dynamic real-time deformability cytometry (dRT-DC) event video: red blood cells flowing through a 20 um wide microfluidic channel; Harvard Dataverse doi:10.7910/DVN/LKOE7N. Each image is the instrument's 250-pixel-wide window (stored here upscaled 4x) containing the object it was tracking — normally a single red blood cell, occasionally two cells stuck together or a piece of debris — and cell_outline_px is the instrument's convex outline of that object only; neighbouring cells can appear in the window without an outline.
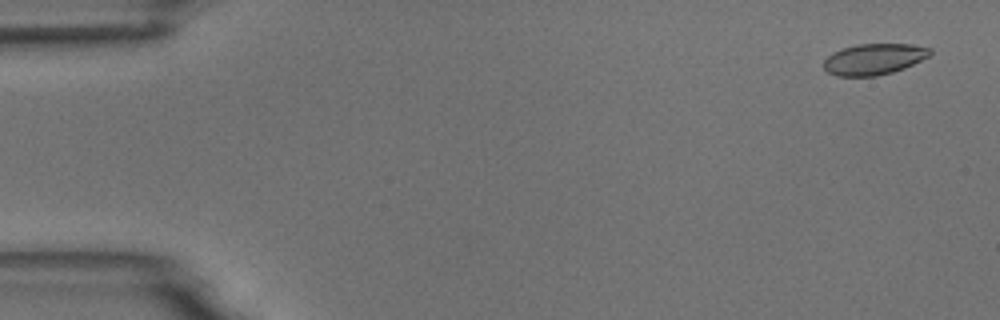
{"species": "common noctule bat (a hibernating species)", "species_latin": "Nyctalus noctula", "temperature_condition": "room temperature", "stored_images_in_passage": 7, "camera_frame_rate_fps": 3000, "um_per_image_px": 0.085, "animal": {"sex": "male", "body_mass_g": 18.8}, "frame": {"image": 1, "passage_image": 1, "time_ms": 0.0, "image_size_px": [1000, 320], "cell_outline_px": [[932, 52], [928, 56], [904, 68], [892, 72], [876, 76], [836, 76], [828, 72], [824, 68], [824, 60], [832, 52], [840, 48], [856, 44], [912, 44], [932, 48]], "centroid_in_image_um": [74.26, 5.02], "position_along_channel_um": 10.7, "area_um2": 19.31}}
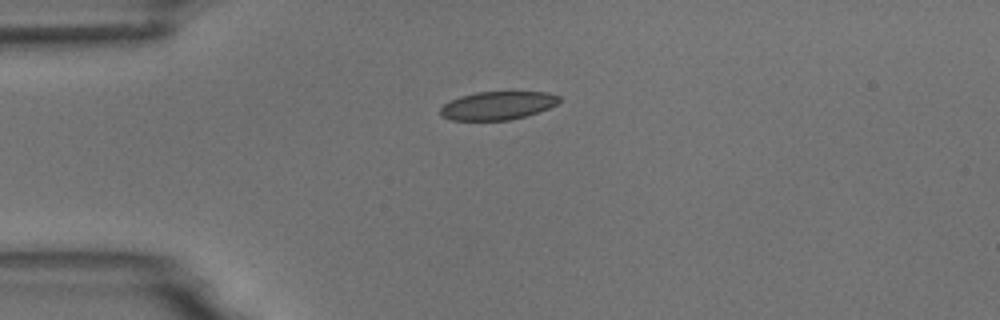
{"frame": {"image": 2, "passage_image": 4, "time_ms": 3.667, "image_size_px": [1000, 320], "cell_outline_px": [[560, 100], [556, 104], [548, 108], [524, 116], [508, 120], [452, 120], [440, 116], [440, 108], [444, 104], [460, 96], [476, 92], [548, 92], [560, 96]], "centroid_in_image_um": [42.27, 8.97], "position_along_channel_um": 42.7, "area_um2": 19.42}}